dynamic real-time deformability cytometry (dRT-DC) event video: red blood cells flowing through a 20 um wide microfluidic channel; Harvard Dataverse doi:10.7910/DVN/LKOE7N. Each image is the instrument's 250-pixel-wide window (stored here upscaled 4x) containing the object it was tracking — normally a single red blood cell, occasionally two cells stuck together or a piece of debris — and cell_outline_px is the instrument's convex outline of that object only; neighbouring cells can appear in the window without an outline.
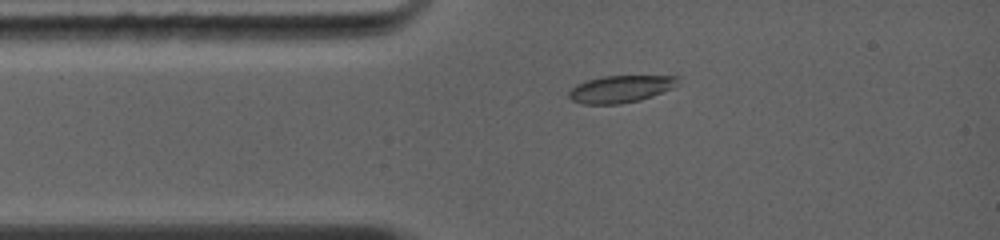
{"species": "common noctule bat (a hibernating species)", "species_latin": "Nyctalus noctula", "temperature_condition": "warm", "stored_images_in_passage": 2, "camera_frame_rate_fps": 5000, "um_per_image_px": 0.085, "animal": {"sex": "female", "body_mass_g": 19.0, "forearm_length_mm": 56.7}, "frame": {"image": 1, "passage_image": 1, "time_ms": 0.0, "image_size_px": [1000, 240], "cell_outline_px": [[680, 76], [676, 84], [672, 88], [652, 96], [640, 100], [620, 104], [584, 104], [572, 100], [568, 96], [568, 92], [576, 84], [588, 80], [604, 76]], "centroid_in_image_um": [52.73, 7.57], "position_along_channel_um": 32.3, "area_um2": 17.11}}
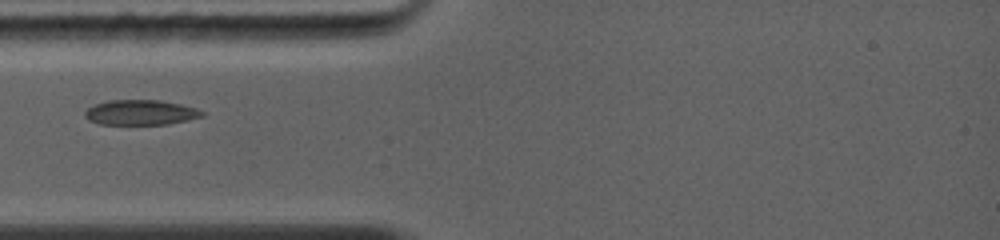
{"frame": {"image": 2, "passage_image": 2, "time_ms": 1.2, "image_size_px": [1000, 240], "cell_outline_px": [[204, 116], [188, 120], [168, 124], [100, 124], [88, 120], [84, 116], [84, 112], [88, 108], [96, 104], [108, 100], [160, 100], [180, 104], [196, 108], [204, 112]], "centroid_in_image_um": [11.95, 9.56], "position_along_channel_um": 73.0, "area_um2": 17.11}}